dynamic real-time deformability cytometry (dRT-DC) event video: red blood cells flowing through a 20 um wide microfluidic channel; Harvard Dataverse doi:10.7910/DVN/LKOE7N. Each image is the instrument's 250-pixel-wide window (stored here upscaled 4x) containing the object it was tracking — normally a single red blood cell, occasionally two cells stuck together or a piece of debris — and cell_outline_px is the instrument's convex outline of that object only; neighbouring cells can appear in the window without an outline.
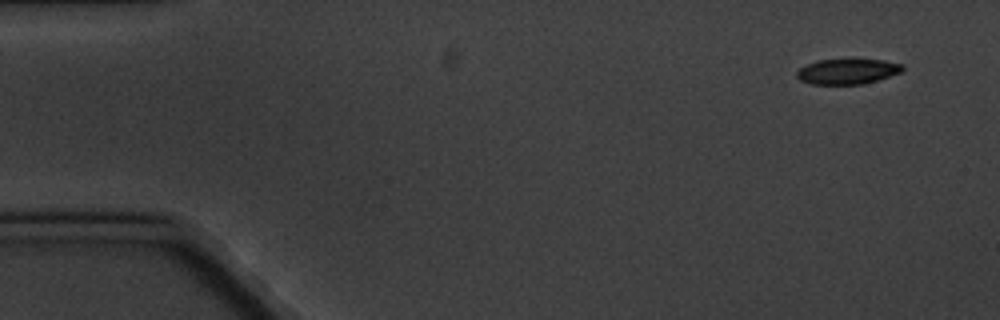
{"species": "common noctule bat (a hibernating species)", "species_latin": "Nyctalus noctula", "temperature_condition": "cold", "stored_images_in_passage": 6, "camera_frame_rate_fps": 3000, "um_per_image_px": 0.085, "animal": {"sex": "male", "body_mass_g": 20.1, "forearm_length_mm": 53.5}, "frame": {"image": 1, "passage_image": 1, "time_ms": 0.0, "image_size_px": [1000, 320], "cell_outline_px": [[904, 68], [900, 72], [864, 84], [812, 84], [800, 80], [796, 76], [796, 72], [800, 68], [816, 60], [848, 56], [852, 56], [884, 60], [904, 64]], "centroid_in_image_um": [72.04, 6.0], "position_along_channel_um": 13.0, "area_um2": 16.42}}
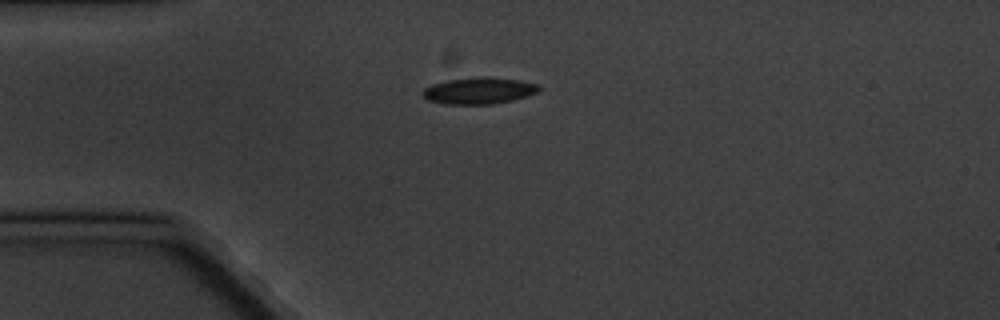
{"frame": {"image": 2, "passage_image": 4, "time_ms": 3.667, "image_size_px": [1000, 320], "cell_outline_px": [[540, 88], [536, 92], [512, 100], [492, 104], [444, 104], [428, 100], [424, 96], [424, 88], [432, 84], [448, 80], [484, 76], [488, 76], [520, 80], [540, 84]], "centroid_in_image_um": [40.72, 7.7], "position_along_channel_um": 44.3, "area_um2": 17.86}}